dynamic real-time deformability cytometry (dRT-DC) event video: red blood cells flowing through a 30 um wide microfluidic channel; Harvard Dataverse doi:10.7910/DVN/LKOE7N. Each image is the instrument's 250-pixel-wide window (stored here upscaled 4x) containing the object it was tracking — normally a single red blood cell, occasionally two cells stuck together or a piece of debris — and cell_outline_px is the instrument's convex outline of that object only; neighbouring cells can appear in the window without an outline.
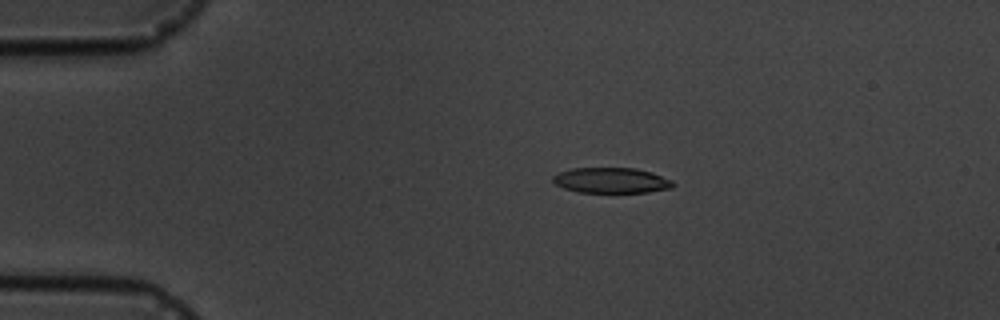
{"species": "common noctule bat (a hibernating species)", "species_latin": "Nyctalus noctula", "temperature_condition": "cold", "stored_images_in_passage": 5, "camera_frame_rate_fps": 3000, "um_per_image_px": 0.085, "animal": {"sex": "male", "body_mass_g": 19.5, "forearm_length_mm": 54.6}, "frame": {"image": 1, "passage_image": 3, "time_ms": 2.0, "image_size_px": [1000, 320], "cell_outline_px": [[676, 184], [672, 188], [648, 192], [576, 192], [564, 188], [556, 184], [552, 180], [552, 176], [560, 172], [572, 168], [636, 168], [652, 172], [672, 180]], "centroid_in_image_um": [51.98, 15.33], "position_along_channel_um": 33.0, "area_um2": 17.86}}
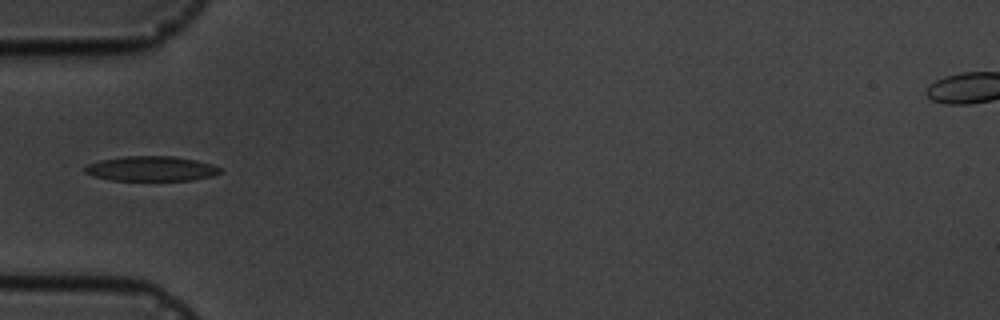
{"frame": {"image": 2, "passage_image": 5, "time_ms": 4.333, "image_size_px": [1000, 320], "cell_outline_px": [[224, 172], [212, 176], [192, 180], [112, 180], [96, 176], [84, 172], [84, 168], [88, 164], [100, 160], [124, 156], [172, 156], [196, 160], [212, 164], [224, 168]], "centroid_in_image_um": [12.92, 14.33], "position_along_channel_um": 72.1, "area_um2": 19.65}}